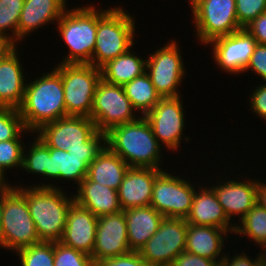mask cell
<instances>
[{
	"mask_svg": "<svg viewBox=\"0 0 266 266\" xmlns=\"http://www.w3.org/2000/svg\"><path fill=\"white\" fill-rule=\"evenodd\" d=\"M98 217L75 201L69 207L64 234L60 242L92 255Z\"/></svg>",
	"mask_w": 266,
	"mask_h": 266,
	"instance_id": "18",
	"label": "cell"
},
{
	"mask_svg": "<svg viewBox=\"0 0 266 266\" xmlns=\"http://www.w3.org/2000/svg\"><path fill=\"white\" fill-rule=\"evenodd\" d=\"M216 266H224V264L221 262V263H218Z\"/></svg>",
	"mask_w": 266,
	"mask_h": 266,
	"instance_id": "51",
	"label": "cell"
},
{
	"mask_svg": "<svg viewBox=\"0 0 266 266\" xmlns=\"http://www.w3.org/2000/svg\"><path fill=\"white\" fill-rule=\"evenodd\" d=\"M123 86L110 84L101 79L96 87L91 119L97 130L107 133L113 127L132 122L137 116Z\"/></svg>",
	"mask_w": 266,
	"mask_h": 266,
	"instance_id": "9",
	"label": "cell"
},
{
	"mask_svg": "<svg viewBox=\"0 0 266 266\" xmlns=\"http://www.w3.org/2000/svg\"><path fill=\"white\" fill-rule=\"evenodd\" d=\"M221 262L183 251L175 258L171 266H216Z\"/></svg>",
	"mask_w": 266,
	"mask_h": 266,
	"instance_id": "42",
	"label": "cell"
},
{
	"mask_svg": "<svg viewBox=\"0 0 266 266\" xmlns=\"http://www.w3.org/2000/svg\"><path fill=\"white\" fill-rule=\"evenodd\" d=\"M66 0H24L18 23L17 41L20 42L30 33L42 26L57 23L67 9Z\"/></svg>",
	"mask_w": 266,
	"mask_h": 266,
	"instance_id": "21",
	"label": "cell"
},
{
	"mask_svg": "<svg viewBox=\"0 0 266 266\" xmlns=\"http://www.w3.org/2000/svg\"><path fill=\"white\" fill-rule=\"evenodd\" d=\"M61 75L66 116L91 117L101 69L91 64L60 63L54 66Z\"/></svg>",
	"mask_w": 266,
	"mask_h": 266,
	"instance_id": "7",
	"label": "cell"
},
{
	"mask_svg": "<svg viewBox=\"0 0 266 266\" xmlns=\"http://www.w3.org/2000/svg\"><path fill=\"white\" fill-rule=\"evenodd\" d=\"M180 52L178 43L173 39L146 58V73L161 98L182 95L178 87L182 84L186 71L182 59L184 57Z\"/></svg>",
	"mask_w": 266,
	"mask_h": 266,
	"instance_id": "10",
	"label": "cell"
},
{
	"mask_svg": "<svg viewBox=\"0 0 266 266\" xmlns=\"http://www.w3.org/2000/svg\"><path fill=\"white\" fill-rule=\"evenodd\" d=\"M74 201L97 217L122 211L117 190L106 187L87 177L77 186Z\"/></svg>",
	"mask_w": 266,
	"mask_h": 266,
	"instance_id": "24",
	"label": "cell"
},
{
	"mask_svg": "<svg viewBox=\"0 0 266 266\" xmlns=\"http://www.w3.org/2000/svg\"><path fill=\"white\" fill-rule=\"evenodd\" d=\"M98 132L90 117L65 116L43 125L36 136L49 148L68 151V148L84 147Z\"/></svg>",
	"mask_w": 266,
	"mask_h": 266,
	"instance_id": "14",
	"label": "cell"
},
{
	"mask_svg": "<svg viewBox=\"0 0 266 266\" xmlns=\"http://www.w3.org/2000/svg\"><path fill=\"white\" fill-rule=\"evenodd\" d=\"M98 8L95 48L89 64L101 68L134 46L135 21L122 6Z\"/></svg>",
	"mask_w": 266,
	"mask_h": 266,
	"instance_id": "4",
	"label": "cell"
},
{
	"mask_svg": "<svg viewBox=\"0 0 266 266\" xmlns=\"http://www.w3.org/2000/svg\"><path fill=\"white\" fill-rule=\"evenodd\" d=\"M261 250L260 249V252H259V255L264 259V261L266 262V240L262 243V245L260 246Z\"/></svg>",
	"mask_w": 266,
	"mask_h": 266,
	"instance_id": "48",
	"label": "cell"
},
{
	"mask_svg": "<svg viewBox=\"0 0 266 266\" xmlns=\"http://www.w3.org/2000/svg\"><path fill=\"white\" fill-rule=\"evenodd\" d=\"M19 114L27 130L35 134L43 125L66 116L61 75L53 68L27 82Z\"/></svg>",
	"mask_w": 266,
	"mask_h": 266,
	"instance_id": "3",
	"label": "cell"
},
{
	"mask_svg": "<svg viewBox=\"0 0 266 266\" xmlns=\"http://www.w3.org/2000/svg\"><path fill=\"white\" fill-rule=\"evenodd\" d=\"M98 8L94 5L66 9L57 22L61 39L69 48L60 63L89 64L95 48Z\"/></svg>",
	"mask_w": 266,
	"mask_h": 266,
	"instance_id": "5",
	"label": "cell"
},
{
	"mask_svg": "<svg viewBox=\"0 0 266 266\" xmlns=\"http://www.w3.org/2000/svg\"><path fill=\"white\" fill-rule=\"evenodd\" d=\"M1 248L18 251L40 242L23 194L11 185L1 193Z\"/></svg>",
	"mask_w": 266,
	"mask_h": 266,
	"instance_id": "6",
	"label": "cell"
},
{
	"mask_svg": "<svg viewBox=\"0 0 266 266\" xmlns=\"http://www.w3.org/2000/svg\"><path fill=\"white\" fill-rule=\"evenodd\" d=\"M245 29L256 39L258 44L266 45V11L248 24Z\"/></svg>",
	"mask_w": 266,
	"mask_h": 266,
	"instance_id": "44",
	"label": "cell"
},
{
	"mask_svg": "<svg viewBox=\"0 0 266 266\" xmlns=\"http://www.w3.org/2000/svg\"><path fill=\"white\" fill-rule=\"evenodd\" d=\"M131 48L117 58L110 60L101 69V78L115 85L124 86L134 78L143 75L146 72L147 60L138 57Z\"/></svg>",
	"mask_w": 266,
	"mask_h": 266,
	"instance_id": "28",
	"label": "cell"
},
{
	"mask_svg": "<svg viewBox=\"0 0 266 266\" xmlns=\"http://www.w3.org/2000/svg\"><path fill=\"white\" fill-rule=\"evenodd\" d=\"M25 129L18 109L0 108V141L16 139Z\"/></svg>",
	"mask_w": 266,
	"mask_h": 266,
	"instance_id": "36",
	"label": "cell"
},
{
	"mask_svg": "<svg viewBox=\"0 0 266 266\" xmlns=\"http://www.w3.org/2000/svg\"><path fill=\"white\" fill-rule=\"evenodd\" d=\"M1 221H2V205H1V194H0V228H1ZM0 246H1V240H0Z\"/></svg>",
	"mask_w": 266,
	"mask_h": 266,
	"instance_id": "49",
	"label": "cell"
},
{
	"mask_svg": "<svg viewBox=\"0 0 266 266\" xmlns=\"http://www.w3.org/2000/svg\"><path fill=\"white\" fill-rule=\"evenodd\" d=\"M123 88L136 113L141 112L140 116L149 113L161 99L146 72L126 83Z\"/></svg>",
	"mask_w": 266,
	"mask_h": 266,
	"instance_id": "29",
	"label": "cell"
},
{
	"mask_svg": "<svg viewBox=\"0 0 266 266\" xmlns=\"http://www.w3.org/2000/svg\"><path fill=\"white\" fill-rule=\"evenodd\" d=\"M105 145L129 167L162 169L163 146L144 116L110 129L105 133Z\"/></svg>",
	"mask_w": 266,
	"mask_h": 266,
	"instance_id": "2",
	"label": "cell"
},
{
	"mask_svg": "<svg viewBox=\"0 0 266 266\" xmlns=\"http://www.w3.org/2000/svg\"><path fill=\"white\" fill-rule=\"evenodd\" d=\"M181 97L161 98L144 116L158 142L168 151H177L184 135L186 115Z\"/></svg>",
	"mask_w": 266,
	"mask_h": 266,
	"instance_id": "13",
	"label": "cell"
},
{
	"mask_svg": "<svg viewBox=\"0 0 266 266\" xmlns=\"http://www.w3.org/2000/svg\"><path fill=\"white\" fill-rule=\"evenodd\" d=\"M250 99V110L260 119L266 120V84H259L254 88Z\"/></svg>",
	"mask_w": 266,
	"mask_h": 266,
	"instance_id": "41",
	"label": "cell"
},
{
	"mask_svg": "<svg viewBox=\"0 0 266 266\" xmlns=\"http://www.w3.org/2000/svg\"><path fill=\"white\" fill-rule=\"evenodd\" d=\"M17 50L16 47L0 61V108L18 109L24 98L27 74Z\"/></svg>",
	"mask_w": 266,
	"mask_h": 266,
	"instance_id": "22",
	"label": "cell"
},
{
	"mask_svg": "<svg viewBox=\"0 0 266 266\" xmlns=\"http://www.w3.org/2000/svg\"><path fill=\"white\" fill-rule=\"evenodd\" d=\"M105 146V133L97 132L88 142L84 143V147L68 148V152L76 157H86L92 162L97 154Z\"/></svg>",
	"mask_w": 266,
	"mask_h": 266,
	"instance_id": "38",
	"label": "cell"
},
{
	"mask_svg": "<svg viewBox=\"0 0 266 266\" xmlns=\"http://www.w3.org/2000/svg\"><path fill=\"white\" fill-rule=\"evenodd\" d=\"M239 26L245 28L266 11V0H235Z\"/></svg>",
	"mask_w": 266,
	"mask_h": 266,
	"instance_id": "37",
	"label": "cell"
},
{
	"mask_svg": "<svg viewBox=\"0 0 266 266\" xmlns=\"http://www.w3.org/2000/svg\"><path fill=\"white\" fill-rule=\"evenodd\" d=\"M128 169L127 163L105 145L89 164L87 178L118 190Z\"/></svg>",
	"mask_w": 266,
	"mask_h": 266,
	"instance_id": "27",
	"label": "cell"
},
{
	"mask_svg": "<svg viewBox=\"0 0 266 266\" xmlns=\"http://www.w3.org/2000/svg\"><path fill=\"white\" fill-rule=\"evenodd\" d=\"M191 10L194 33L204 45L242 29L237 20L235 0H200Z\"/></svg>",
	"mask_w": 266,
	"mask_h": 266,
	"instance_id": "8",
	"label": "cell"
},
{
	"mask_svg": "<svg viewBox=\"0 0 266 266\" xmlns=\"http://www.w3.org/2000/svg\"><path fill=\"white\" fill-rule=\"evenodd\" d=\"M26 198L30 215L40 241L58 242L62 239L69 207L74 196L66 195L63 187L41 183L35 186H14Z\"/></svg>",
	"mask_w": 266,
	"mask_h": 266,
	"instance_id": "1",
	"label": "cell"
},
{
	"mask_svg": "<svg viewBox=\"0 0 266 266\" xmlns=\"http://www.w3.org/2000/svg\"><path fill=\"white\" fill-rule=\"evenodd\" d=\"M227 235L228 231L225 229L188 224L185 251L214 261H222L226 254L222 251L225 249L223 246Z\"/></svg>",
	"mask_w": 266,
	"mask_h": 266,
	"instance_id": "23",
	"label": "cell"
},
{
	"mask_svg": "<svg viewBox=\"0 0 266 266\" xmlns=\"http://www.w3.org/2000/svg\"><path fill=\"white\" fill-rule=\"evenodd\" d=\"M256 204L266 210V183L257 180Z\"/></svg>",
	"mask_w": 266,
	"mask_h": 266,
	"instance_id": "46",
	"label": "cell"
},
{
	"mask_svg": "<svg viewBox=\"0 0 266 266\" xmlns=\"http://www.w3.org/2000/svg\"><path fill=\"white\" fill-rule=\"evenodd\" d=\"M94 250L91 258L98 261L131 252L124 210L98 217Z\"/></svg>",
	"mask_w": 266,
	"mask_h": 266,
	"instance_id": "16",
	"label": "cell"
},
{
	"mask_svg": "<svg viewBox=\"0 0 266 266\" xmlns=\"http://www.w3.org/2000/svg\"><path fill=\"white\" fill-rule=\"evenodd\" d=\"M192 183L163 170L154 181L150 206L164 217L186 219L196 191Z\"/></svg>",
	"mask_w": 266,
	"mask_h": 266,
	"instance_id": "12",
	"label": "cell"
},
{
	"mask_svg": "<svg viewBox=\"0 0 266 266\" xmlns=\"http://www.w3.org/2000/svg\"><path fill=\"white\" fill-rule=\"evenodd\" d=\"M128 243L131 251H139L158 231L164 216L152 206L124 210Z\"/></svg>",
	"mask_w": 266,
	"mask_h": 266,
	"instance_id": "25",
	"label": "cell"
},
{
	"mask_svg": "<svg viewBox=\"0 0 266 266\" xmlns=\"http://www.w3.org/2000/svg\"><path fill=\"white\" fill-rule=\"evenodd\" d=\"M247 178L217 180V184L211 186L230 221H234L232 217L236 215H239L240 221L256 205L257 179Z\"/></svg>",
	"mask_w": 266,
	"mask_h": 266,
	"instance_id": "17",
	"label": "cell"
},
{
	"mask_svg": "<svg viewBox=\"0 0 266 266\" xmlns=\"http://www.w3.org/2000/svg\"><path fill=\"white\" fill-rule=\"evenodd\" d=\"M54 266H95L90 255L62 242H54Z\"/></svg>",
	"mask_w": 266,
	"mask_h": 266,
	"instance_id": "35",
	"label": "cell"
},
{
	"mask_svg": "<svg viewBox=\"0 0 266 266\" xmlns=\"http://www.w3.org/2000/svg\"><path fill=\"white\" fill-rule=\"evenodd\" d=\"M90 163L86 157H76L66 150L48 147L45 178L69 182L73 180L78 186L87 177Z\"/></svg>",
	"mask_w": 266,
	"mask_h": 266,
	"instance_id": "26",
	"label": "cell"
},
{
	"mask_svg": "<svg viewBox=\"0 0 266 266\" xmlns=\"http://www.w3.org/2000/svg\"><path fill=\"white\" fill-rule=\"evenodd\" d=\"M187 226L185 218L164 217L158 231L139 250L150 266H171L186 249Z\"/></svg>",
	"mask_w": 266,
	"mask_h": 266,
	"instance_id": "11",
	"label": "cell"
},
{
	"mask_svg": "<svg viewBox=\"0 0 266 266\" xmlns=\"http://www.w3.org/2000/svg\"><path fill=\"white\" fill-rule=\"evenodd\" d=\"M95 266H150L140 255L139 251H131L127 254L106 258L98 261Z\"/></svg>",
	"mask_w": 266,
	"mask_h": 266,
	"instance_id": "39",
	"label": "cell"
},
{
	"mask_svg": "<svg viewBox=\"0 0 266 266\" xmlns=\"http://www.w3.org/2000/svg\"><path fill=\"white\" fill-rule=\"evenodd\" d=\"M198 191V192H197ZM188 224L213 226L225 229L234 234L235 221L230 222L219 203L214 190L210 187L201 186L196 189L189 215L186 217ZM233 223V224H232Z\"/></svg>",
	"mask_w": 266,
	"mask_h": 266,
	"instance_id": "20",
	"label": "cell"
},
{
	"mask_svg": "<svg viewBox=\"0 0 266 266\" xmlns=\"http://www.w3.org/2000/svg\"><path fill=\"white\" fill-rule=\"evenodd\" d=\"M23 5L24 0H0V35L11 39L16 45L19 44L17 30Z\"/></svg>",
	"mask_w": 266,
	"mask_h": 266,
	"instance_id": "32",
	"label": "cell"
},
{
	"mask_svg": "<svg viewBox=\"0 0 266 266\" xmlns=\"http://www.w3.org/2000/svg\"><path fill=\"white\" fill-rule=\"evenodd\" d=\"M206 45L213 47V62L222 68V71L234 75L244 73L257 42L245 28H242L232 34L217 37Z\"/></svg>",
	"mask_w": 266,
	"mask_h": 266,
	"instance_id": "15",
	"label": "cell"
},
{
	"mask_svg": "<svg viewBox=\"0 0 266 266\" xmlns=\"http://www.w3.org/2000/svg\"><path fill=\"white\" fill-rule=\"evenodd\" d=\"M238 254L236 253L235 256L232 255V257L229 256V253L225 254V257L222 259L224 266H265L266 264L264 259L259 254L255 259L250 258V256L245 254L244 251Z\"/></svg>",
	"mask_w": 266,
	"mask_h": 266,
	"instance_id": "43",
	"label": "cell"
},
{
	"mask_svg": "<svg viewBox=\"0 0 266 266\" xmlns=\"http://www.w3.org/2000/svg\"><path fill=\"white\" fill-rule=\"evenodd\" d=\"M33 132L25 129L16 139H10L7 141H0V172L6 175V170L20 168L23 165V151L25 141H22L23 133L25 134ZM10 168V169H9Z\"/></svg>",
	"mask_w": 266,
	"mask_h": 266,
	"instance_id": "33",
	"label": "cell"
},
{
	"mask_svg": "<svg viewBox=\"0 0 266 266\" xmlns=\"http://www.w3.org/2000/svg\"><path fill=\"white\" fill-rule=\"evenodd\" d=\"M29 145V151L24 147L22 170L29 174H39L44 178L48 163V146L37 136Z\"/></svg>",
	"mask_w": 266,
	"mask_h": 266,
	"instance_id": "34",
	"label": "cell"
},
{
	"mask_svg": "<svg viewBox=\"0 0 266 266\" xmlns=\"http://www.w3.org/2000/svg\"><path fill=\"white\" fill-rule=\"evenodd\" d=\"M16 46L17 45L11 39L0 35V61L10 54Z\"/></svg>",
	"mask_w": 266,
	"mask_h": 266,
	"instance_id": "45",
	"label": "cell"
},
{
	"mask_svg": "<svg viewBox=\"0 0 266 266\" xmlns=\"http://www.w3.org/2000/svg\"><path fill=\"white\" fill-rule=\"evenodd\" d=\"M6 176L0 172V194L5 192L10 186V183H7ZM6 180V181H5Z\"/></svg>",
	"mask_w": 266,
	"mask_h": 266,
	"instance_id": "47",
	"label": "cell"
},
{
	"mask_svg": "<svg viewBox=\"0 0 266 266\" xmlns=\"http://www.w3.org/2000/svg\"><path fill=\"white\" fill-rule=\"evenodd\" d=\"M162 171L163 169L129 167L117 190L121 209L150 205L154 181Z\"/></svg>",
	"mask_w": 266,
	"mask_h": 266,
	"instance_id": "19",
	"label": "cell"
},
{
	"mask_svg": "<svg viewBox=\"0 0 266 266\" xmlns=\"http://www.w3.org/2000/svg\"><path fill=\"white\" fill-rule=\"evenodd\" d=\"M21 266H54V242L40 241L16 251Z\"/></svg>",
	"mask_w": 266,
	"mask_h": 266,
	"instance_id": "31",
	"label": "cell"
},
{
	"mask_svg": "<svg viewBox=\"0 0 266 266\" xmlns=\"http://www.w3.org/2000/svg\"><path fill=\"white\" fill-rule=\"evenodd\" d=\"M247 70L253 71L264 80L262 82H266V45L257 43L244 73L248 72Z\"/></svg>",
	"mask_w": 266,
	"mask_h": 266,
	"instance_id": "40",
	"label": "cell"
},
{
	"mask_svg": "<svg viewBox=\"0 0 266 266\" xmlns=\"http://www.w3.org/2000/svg\"><path fill=\"white\" fill-rule=\"evenodd\" d=\"M200 0H189V4L191 5V8Z\"/></svg>",
	"mask_w": 266,
	"mask_h": 266,
	"instance_id": "50",
	"label": "cell"
},
{
	"mask_svg": "<svg viewBox=\"0 0 266 266\" xmlns=\"http://www.w3.org/2000/svg\"><path fill=\"white\" fill-rule=\"evenodd\" d=\"M237 222L234 234L246 235L251 238L250 241H255L259 247L266 240V210L257 204L247 212V214Z\"/></svg>",
	"mask_w": 266,
	"mask_h": 266,
	"instance_id": "30",
	"label": "cell"
}]
</instances>
